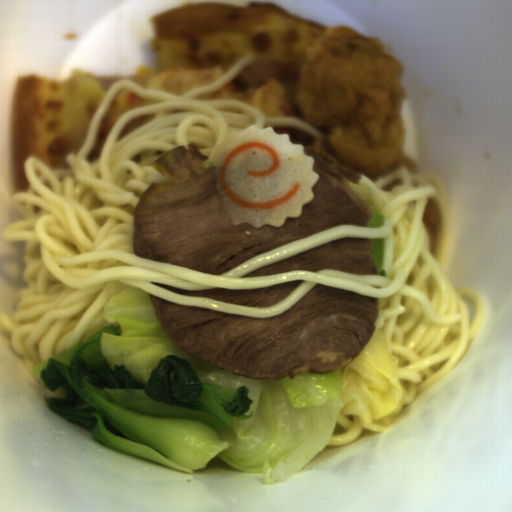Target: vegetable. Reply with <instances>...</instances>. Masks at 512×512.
<instances>
[{
    "label": "vegetable",
    "mask_w": 512,
    "mask_h": 512,
    "mask_svg": "<svg viewBox=\"0 0 512 512\" xmlns=\"http://www.w3.org/2000/svg\"><path fill=\"white\" fill-rule=\"evenodd\" d=\"M373 244V249L371 251L373 260L378 268V276H385L386 272L382 269V265L384 263V238L383 239H369Z\"/></svg>",
    "instance_id": "obj_2"
},
{
    "label": "vegetable",
    "mask_w": 512,
    "mask_h": 512,
    "mask_svg": "<svg viewBox=\"0 0 512 512\" xmlns=\"http://www.w3.org/2000/svg\"><path fill=\"white\" fill-rule=\"evenodd\" d=\"M106 322L32 364L49 409L128 455L194 475L218 456L261 483L285 484L330 442L339 413L388 426L407 397L400 359L375 329L356 359L330 374L249 379L205 363L165 334L149 294L129 288L105 303Z\"/></svg>",
    "instance_id": "obj_1"
},
{
    "label": "vegetable",
    "mask_w": 512,
    "mask_h": 512,
    "mask_svg": "<svg viewBox=\"0 0 512 512\" xmlns=\"http://www.w3.org/2000/svg\"><path fill=\"white\" fill-rule=\"evenodd\" d=\"M363 198V197H362ZM370 208L372 218L367 222V227L380 228L384 226L385 217L368 201L363 198Z\"/></svg>",
    "instance_id": "obj_3"
}]
</instances>
